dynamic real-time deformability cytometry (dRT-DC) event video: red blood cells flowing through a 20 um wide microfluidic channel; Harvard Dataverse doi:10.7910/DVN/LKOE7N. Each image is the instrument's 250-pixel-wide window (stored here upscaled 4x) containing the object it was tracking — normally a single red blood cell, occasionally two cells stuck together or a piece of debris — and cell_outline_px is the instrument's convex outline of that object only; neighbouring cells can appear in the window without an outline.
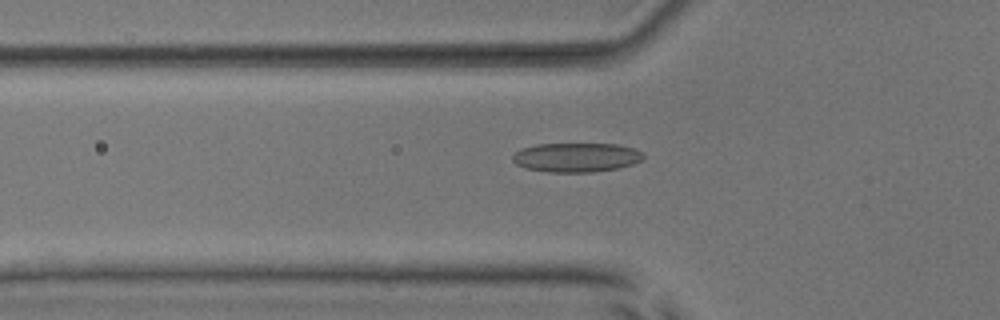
{"species": "common noctule bat (a hibernating species)", "species_latin": "Nyctalus noctula", "temperature_condition": "room temperature", "stored_images_in_passage": 38, "camera_frame_rate_fps": 3000, "um_per_image_px": 0.085, "animal": {"sex": "male", "body_mass_g": 17.9, "forearm_length_mm": 54.2}, "frame": {"image": 1, "passage_image": 3, "time_ms": 0.667, "image_size_px": [1000, 320], "cell_outline_px": [[644, 156], [640, 160], [632, 164], [616, 168], [592, 172], [548, 172], [524, 168], [516, 164], [512, 160], [512, 156], [520, 148], [536, 144], [620, 144], [644, 152]], "centroid_in_image_um": [48.95, 13.37], "position_along_channel_um": 76.8, "area_um2": 22.31}}
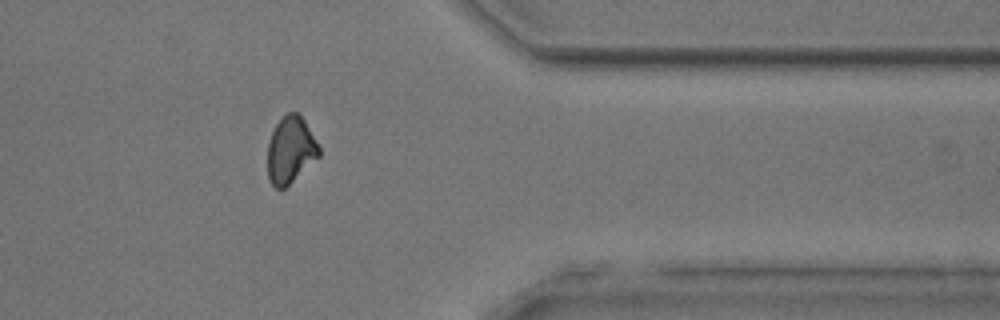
{"frame": {"image": 2, "passage_image": 28, "time_ms": 9.0, "image_size_px": [1000, 320], "cell_outline_px": [[320, 156], [284, 188], [276, 188], [272, 184], [268, 176], [268, 144], [272, 132], [276, 124], [288, 112], [296, 112], [304, 120], [320, 148]], "centroid_in_image_um": [24.69, 12.75], "position_along_channel_um": 386.7, "area_um2": 19.59}}
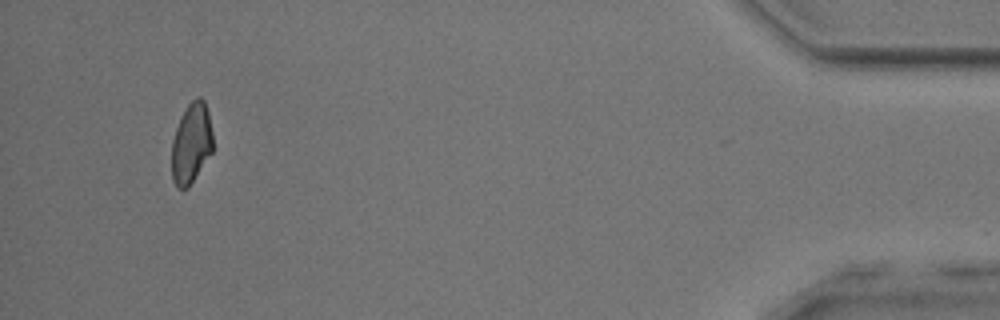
{"frame": {"image": 3, "passage_image": 35, "time_ms": 11.333, "image_size_px": [1000, 320], "cell_outline_px": [[212, 152], [188, 188], [176, 188], [172, 180], [172, 140], [180, 116], [188, 104], [196, 96], [200, 96], [204, 100], [208, 112], [212, 132]], "centroid_in_image_um": [16.25, 12.17], "position_along_channel_um": 419.0, "area_um2": 19.36}, "authors_computed_cell_mechanics": {"area_um2": 20.4901, "velocity_mm_per_s": 3.8825, "shape_relaxation_time_tau1_ms": null, "shape_relaxation_time_tau2_ms": 4.4609, "deformation_change_tau1": null, "deformation_change_tau2": 0.0868}}